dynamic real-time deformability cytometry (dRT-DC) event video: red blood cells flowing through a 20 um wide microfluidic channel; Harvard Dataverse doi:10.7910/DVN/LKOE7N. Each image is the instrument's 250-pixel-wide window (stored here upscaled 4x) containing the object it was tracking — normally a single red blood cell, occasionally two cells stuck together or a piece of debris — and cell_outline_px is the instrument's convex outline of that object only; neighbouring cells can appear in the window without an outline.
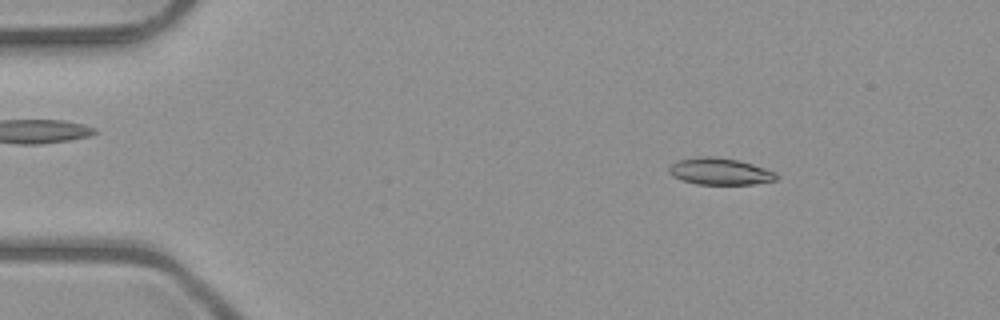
{"species": "common noctule bat (a hibernating species)", "species_latin": "Nyctalus noctula", "temperature_condition": "room temperature", "stored_images_in_passage": 51, "camera_frame_rate_fps": 3000, "um_per_image_px": 0.085, "animal": {"sex": "male", "body_mass_g": 23.1, "forearm_length_mm": 52.7}, "frame": {"image": 1, "passage_image": 7, "time_ms": 2.0, "image_size_px": [1000, 320], "cell_outline_px": [[780, 176], [776, 180], [752, 184], [696, 184], [680, 180], [672, 176], [668, 172], [668, 168], [672, 164], [680, 160], [700, 156], [712, 156], [736, 160], [752, 164], [776, 172]], "centroid_in_image_um": [61.18, 14.58], "position_along_channel_um": 23.8, "area_um2": 16.7}}
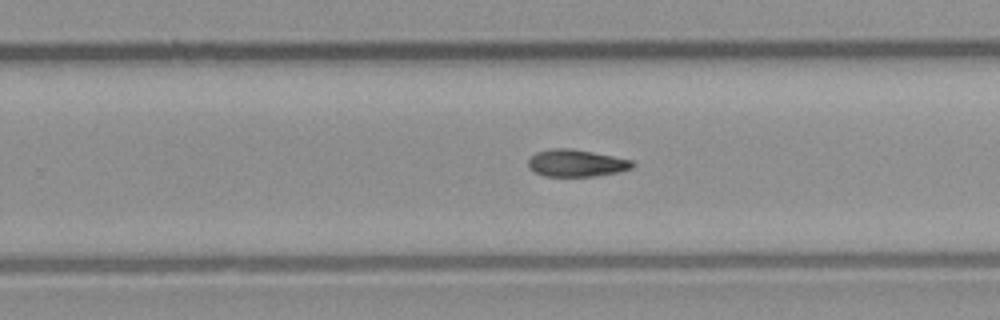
{"frame": {"image": 2, "passage_image": 32, "time_ms": 10.333, "image_size_px": [1000, 320], "cell_outline_px": [[636, 164], [632, 168], [620, 172], [596, 176], [544, 176], [532, 172], [528, 168], [528, 160], [536, 152], [552, 148], [572, 148], [632, 160]], "centroid_in_image_um": [48.97, 13.87], "position_along_channel_um": 280.8, "area_um2": 16.65}}
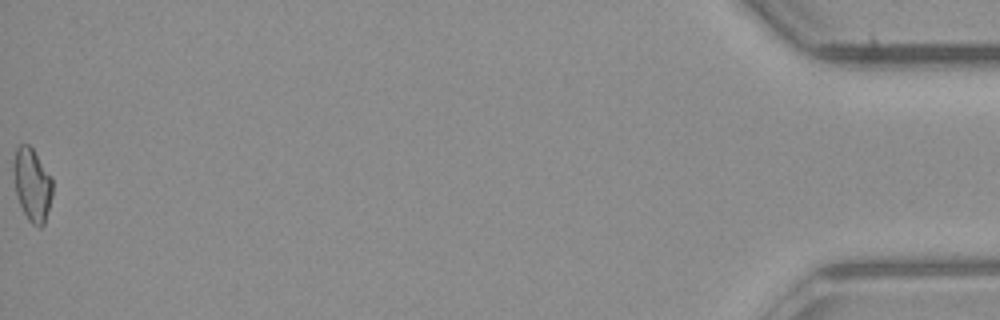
{"frame": {"image": 3, "passage_image": 51, "time_ms": 16.667, "image_size_px": [1000, 320], "cell_outline_px": [[52, 196], [44, 224], [40, 228], [32, 224], [28, 220], [16, 196], [12, 168], [12, 160], [16, 148], [20, 144], [28, 144], [32, 148], [52, 176]], "centroid_in_image_um": [2.71, 15.67], "position_along_channel_um": 432.5, "area_um2": 16.82}}